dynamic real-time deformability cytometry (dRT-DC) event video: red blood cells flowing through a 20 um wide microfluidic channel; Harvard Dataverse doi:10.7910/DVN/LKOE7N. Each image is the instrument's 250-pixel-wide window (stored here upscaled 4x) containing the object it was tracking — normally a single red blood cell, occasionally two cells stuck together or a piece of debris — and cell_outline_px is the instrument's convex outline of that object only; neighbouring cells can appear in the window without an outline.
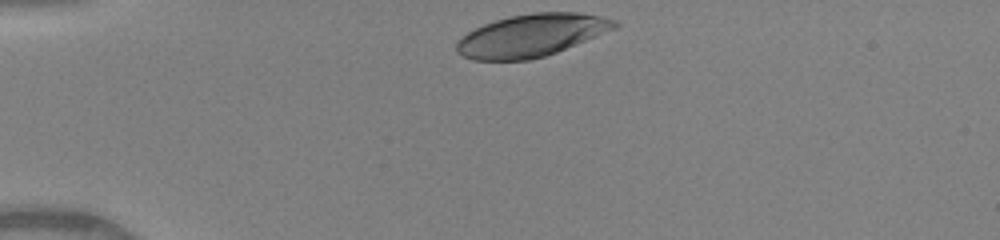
{"species": "human", "species_latin": "Homo sapiens", "temperature_condition": "warm", "stored_images_in_passage": 32, "camera_frame_rate_fps": 3000, "um_per_image_px": 0.085, "donor": {"sex": "female"}, "frame": {"image": 1, "passage_image": 1, "time_ms": 0.0, "image_size_px": [1000, 240], "cell_outline_px": [[620, 24], [616, 28], [556, 52], [544, 56], [528, 60], [472, 60], [456, 52], [456, 44], [468, 32], [484, 24], [496, 20], [512, 16], [532, 12], [580, 12], [604, 16], [616, 20]], "centroid_in_image_um": [45.21, 3.0], "position_along_channel_um": 39.8, "area_um2": 38.9}}
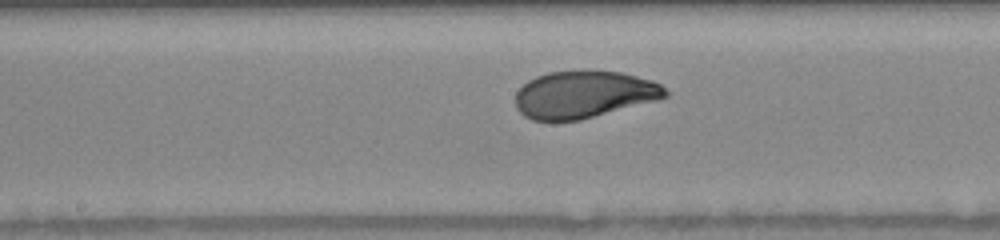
{"frame": {"image": 2, "passage_image": 16, "time_ms": 5.0, "image_size_px": [1000, 240], "cell_outline_px": [[668, 96], [656, 100], [580, 120], [552, 124], [532, 120], [524, 116], [516, 108], [516, 92], [528, 80], [536, 76], [548, 72], [584, 68], [620, 72], [652, 80], [660, 84], [668, 92]], "centroid_in_image_um": [49.57, 8.03], "position_along_channel_um": 198.6, "area_um2": 42.31}}
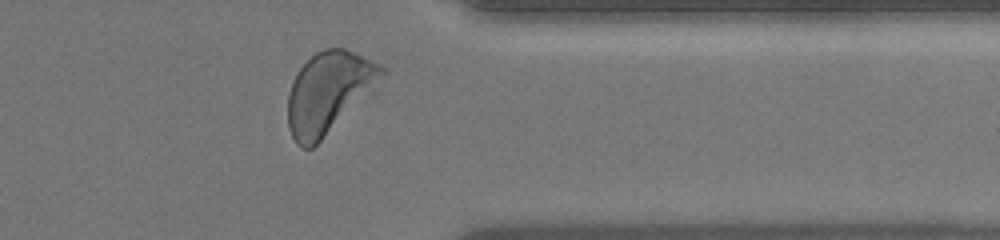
{"frame": {"image": 3, "passage_image": 30, "time_ms": 9.667, "image_size_px": [1000, 240], "cell_outline_px": [[388, 72], [376, 92], [312, 148], [300, 148], [296, 144], [288, 128], [288, 96], [292, 84], [300, 68], [316, 52], [324, 48], [344, 48], [380, 64]], "centroid_in_image_um": [28.02, 7.88], "position_along_channel_um": 383.4, "area_um2": 45.26}, "authors_computed_cell_mechanics": {"area_um2": 42.0784, "velocity_mm_per_s": 4.0541, "shape_relaxation_time_tau1_ms": 2.5151, "shape_relaxation_time_tau2_ms": null, "deformation_change_tau1": 0.1488, "deformation_change_tau2": null}}